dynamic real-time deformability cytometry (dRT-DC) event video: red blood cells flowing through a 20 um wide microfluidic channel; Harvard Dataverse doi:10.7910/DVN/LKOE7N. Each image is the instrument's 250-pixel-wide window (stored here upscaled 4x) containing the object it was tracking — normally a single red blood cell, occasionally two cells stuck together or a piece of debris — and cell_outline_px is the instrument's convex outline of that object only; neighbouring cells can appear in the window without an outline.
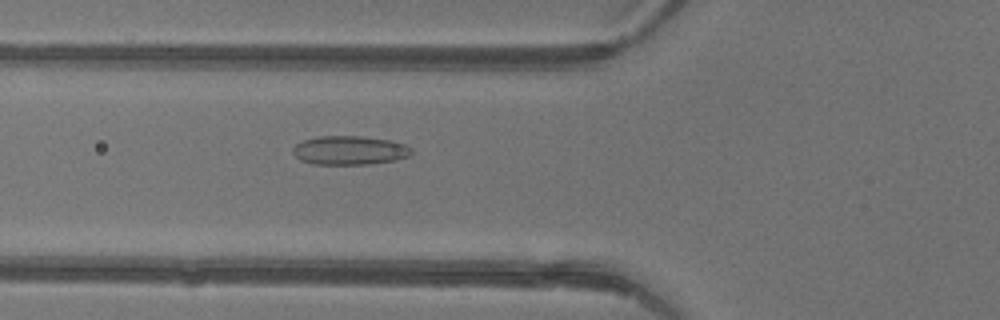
{"species": "common noctule bat (a hibernating species)", "species_latin": "Nyctalus noctula", "temperature_condition": "warm", "stored_images_in_passage": 41, "camera_frame_rate_fps": 3000, "um_per_image_px": 0.085, "animal": {"sex": "female"}, "frame": {"image": 1, "passage_image": 12, "time_ms": 3.667, "image_size_px": [1000, 320], "cell_outline_px": [[412, 152], [408, 156], [396, 160], [368, 164], [312, 164], [300, 160], [292, 152], [292, 148], [296, 144], [304, 140], [320, 136], [360, 136], [392, 140], [404, 144], [412, 148]], "centroid_in_image_um": [29.72, 12.78], "position_along_channel_um": 96.1, "area_um2": 20.0}}
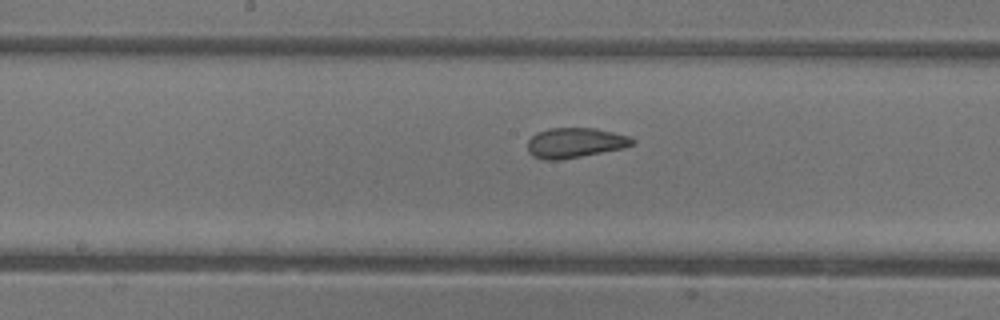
{"frame": {"image": 2, "passage_image": 19, "time_ms": 6.0, "image_size_px": [1000, 320], "cell_outline_px": [[636, 140], [632, 144], [624, 148], [560, 160], [544, 160], [532, 156], [528, 152], [528, 140], [536, 132], [548, 128], [596, 128], [632, 136]], "centroid_in_image_um": [48.88, 12.13], "position_along_channel_um": 199.3, "area_um2": 18.55}}
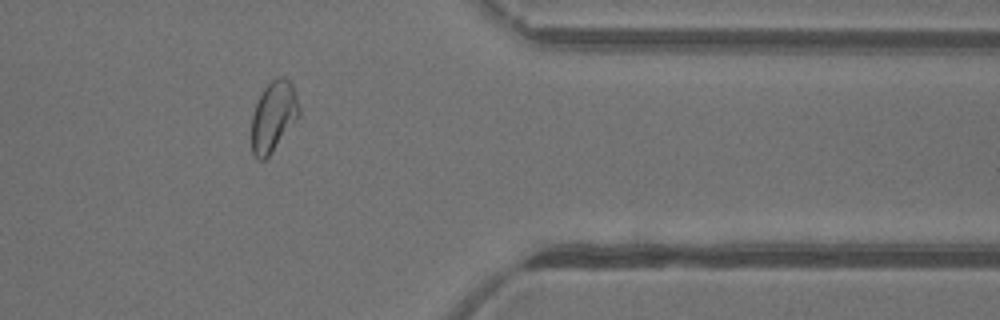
{"frame": {"image": 3, "passage_image": 33, "time_ms": 10.667, "image_size_px": [1000, 320], "cell_outline_px": [[300, 116], [268, 156], [264, 160], [256, 160], [252, 152], [252, 116], [256, 104], [264, 88], [276, 76], [284, 76], [292, 84], [300, 108]], "centroid_in_image_um": [23.25, 9.89], "position_along_channel_um": 388.2, "area_um2": 19.36}, "authors_computed_cell_mechanics": {"area_um2": 19.5942, "velocity_mm_per_s": 4.3886, "shape_relaxation_time_tau1_ms": 7.1635, "shape_relaxation_time_tau2_ms": 1.0503, "deformation_change_tau1": 0.1507, "deformation_change_tau2": 0.0714}}